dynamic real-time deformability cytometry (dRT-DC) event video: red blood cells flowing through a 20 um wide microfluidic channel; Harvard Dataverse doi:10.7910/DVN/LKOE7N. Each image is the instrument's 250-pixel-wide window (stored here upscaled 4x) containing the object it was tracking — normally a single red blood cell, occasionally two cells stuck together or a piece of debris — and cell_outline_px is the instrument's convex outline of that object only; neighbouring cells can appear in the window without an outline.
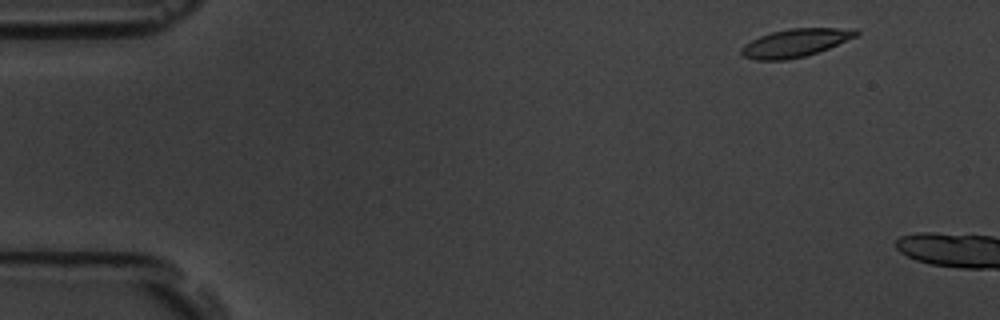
{"species": "common noctule bat (a hibernating species)", "species_latin": "Nyctalus noctula", "temperature_condition": "room temperature", "stored_images_in_passage": 4, "camera_frame_rate_fps": 3000, "um_per_image_px": 0.085, "animal": {"sex": "male", "body_mass_g": 19.5, "forearm_length_mm": 54.6}, "frame": {"image": 1, "passage_image": 2, "time_ms": 1.333, "image_size_px": [1000, 320], "cell_outline_px": [[860, 32], [856, 36], [828, 48], [804, 56], [784, 60], [756, 60], [744, 56], [740, 52], [740, 48], [744, 44], [760, 36], [772, 32], [788, 28], [856, 28]], "centroid_in_image_um": [67.59, 3.63], "position_along_channel_um": 17.4, "area_um2": 18.61}}